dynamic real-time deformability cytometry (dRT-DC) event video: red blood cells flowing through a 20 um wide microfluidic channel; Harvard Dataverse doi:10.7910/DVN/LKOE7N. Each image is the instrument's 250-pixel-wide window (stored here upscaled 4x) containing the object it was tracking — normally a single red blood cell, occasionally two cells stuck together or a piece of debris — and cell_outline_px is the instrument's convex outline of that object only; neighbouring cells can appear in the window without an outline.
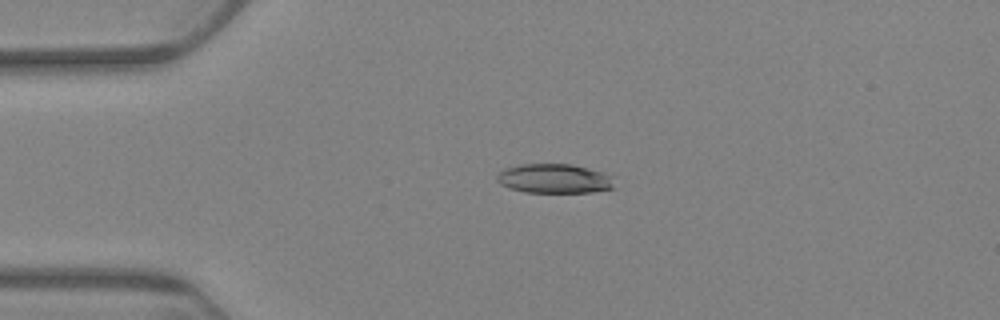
{"species": "Egyptian fruit bat (a non-hibernating species)", "species_latin": "Rousettus aegyptiacus", "temperature_condition": "warm", "stored_images_in_passage": 5, "camera_frame_rate_fps": 3000, "um_per_image_px": 0.085, "animal": {"sex": "female"}, "frame": {"image": 1, "passage_image": 4, "time_ms": 4.667, "image_size_px": [1000, 320], "cell_outline_px": [[616, 188], [592, 192], [524, 192], [508, 188], [500, 184], [496, 180], [496, 176], [504, 168], [520, 164], [572, 164], [604, 172], [612, 176]], "centroid_in_image_um": [47.13, 15.18], "position_along_channel_um": 37.9, "area_um2": 20.35}}